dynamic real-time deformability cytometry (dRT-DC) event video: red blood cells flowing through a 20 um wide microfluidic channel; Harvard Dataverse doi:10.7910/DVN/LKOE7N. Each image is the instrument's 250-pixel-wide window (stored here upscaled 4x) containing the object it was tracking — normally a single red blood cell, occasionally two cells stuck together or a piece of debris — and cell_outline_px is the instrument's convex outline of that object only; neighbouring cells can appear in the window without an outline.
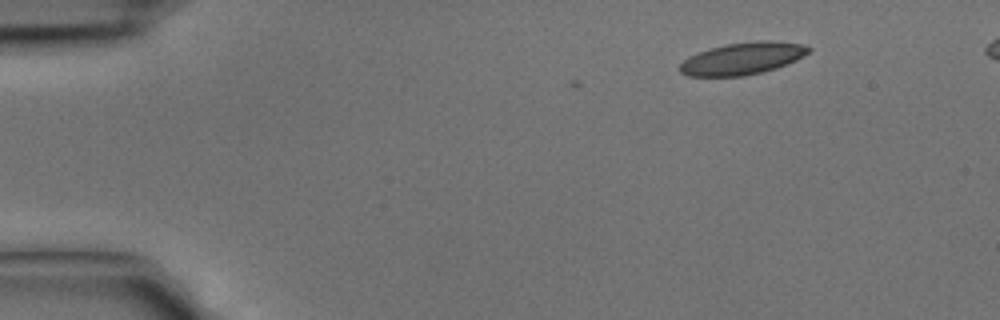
{"species": "common noctule bat (a hibernating species)", "species_latin": "Nyctalus noctula", "temperature_condition": "cold", "stored_images_in_passage": 2, "camera_frame_rate_fps": 3000, "um_per_image_px": 0.085, "animal": {"sex": "male", "body_mass_g": 15.6}, "frame": {"image": 1, "passage_image": 2, "time_ms": 0.333, "image_size_px": [1000, 320], "cell_outline_px": [[812, 48], [808, 52], [796, 60], [776, 68], [744, 76], [688, 76], [680, 72], [680, 64], [688, 56], [708, 48], [724, 44], [756, 40], [772, 40], [800, 44]], "centroid_in_image_um": [63.08, 4.96], "position_along_channel_um": 21.9, "area_um2": 24.1}}